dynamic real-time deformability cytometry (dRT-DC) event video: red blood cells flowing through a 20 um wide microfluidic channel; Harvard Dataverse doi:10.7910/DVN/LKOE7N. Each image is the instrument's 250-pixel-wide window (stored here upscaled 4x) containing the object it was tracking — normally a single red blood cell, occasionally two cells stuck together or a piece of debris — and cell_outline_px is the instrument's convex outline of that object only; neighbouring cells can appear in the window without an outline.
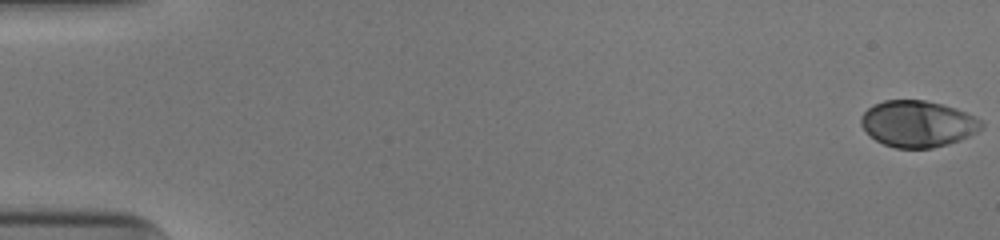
{"species": "human", "species_latin": "Homo sapiens", "temperature_condition": "cold", "stored_images_in_passage": 53, "camera_frame_rate_fps": 3000, "um_per_image_px": 0.085, "donor": {"sex": "male"}, "frame": {"image": 1, "passage_image": 1, "time_ms": 0.0, "image_size_px": [1000, 240], "cell_outline_px": [[984, 128], [960, 140], [948, 144], [932, 148], [896, 148], [884, 144], [876, 140], [860, 124], [860, 116], [872, 104], [884, 100], [924, 100], [956, 108], [980, 120], [984, 124]], "centroid_in_image_um": [78.0, 10.52], "position_along_channel_um": 7.0, "area_um2": 32.43}}
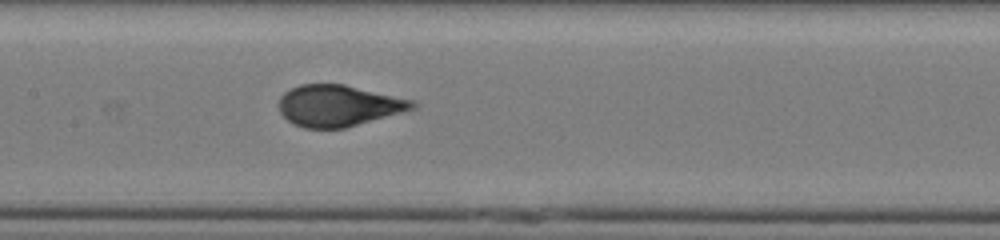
{"frame": {"image": 2, "passage_image": 27, "time_ms": 8.667, "image_size_px": [1000, 240], "cell_outline_px": [[416, 108], [344, 128], [304, 128], [292, 124], [280, 112], [280, 96], [284, 92], [300, 84], [344, 84], [416, 100]], "centroid_in_image_um": [28.78, 8.97], "position_along_channel_um": 178.6, "area_um2": 32.08}}
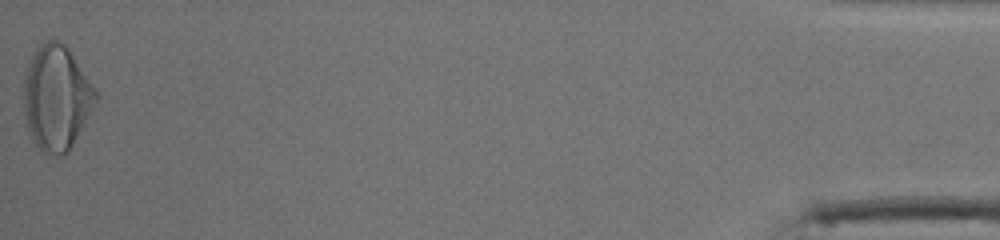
{"frame": {"image": 3, "passage_image": 53, "time_ms": 17.333, "image_size_px": [1000, 240], "cell_outline_px": [[96, 100], [68, 152], [60, 156], [44, 152], [36, 144], [28, 128], [24, 112], [24, 80], [32, 56], [36, 48], [48, 40], [56, 40], [64, 44], [68, 48], [96, 88]], "centroid_in_image_um": [4.8, 8.29], "position_along_channel_um": 430.4, "area_um2": 43.0}, "authors_computed_cell_mechanics": {"area_um2": 32.5992, "velocity_mm_per_s": 3.9521, "shape_relaxation_time_tau1_ms": 6.5659, "shape_relaxation_time_tau2_ms": null, "deformation_change_tau1": 0.2262, "deformation_change_tau2": null}}